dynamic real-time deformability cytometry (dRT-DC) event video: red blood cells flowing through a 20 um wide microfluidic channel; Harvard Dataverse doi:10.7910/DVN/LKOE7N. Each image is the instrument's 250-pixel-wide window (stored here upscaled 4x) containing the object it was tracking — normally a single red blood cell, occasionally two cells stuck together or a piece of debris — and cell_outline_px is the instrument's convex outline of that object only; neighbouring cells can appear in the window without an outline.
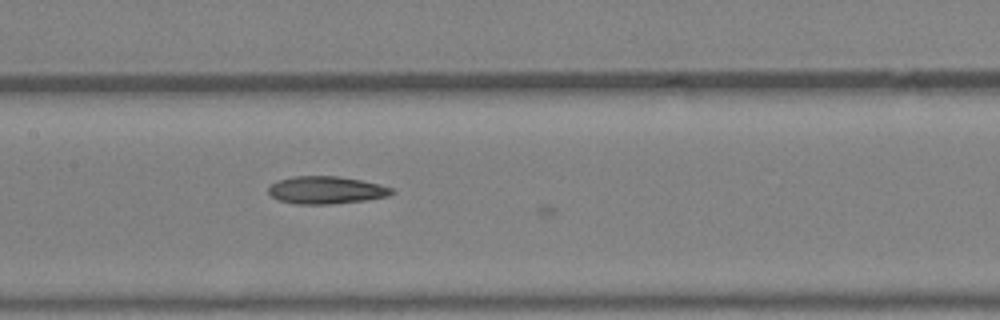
{"species": "Egyptian fruit bat (a non-hibernating species)", "species_latin": "Rousettus aegyptiacus", "temperature_condition": "warm", "stored_images_in_passage": 22, "camera_frame_rate_fps": 3000, "um_per_image_px": 0.085, "animal": {"sex": "female"}, "frame": {"image": 1, "passage_image": 21, "time_ms": 6.667, "image_size_px": [1000, 320], "cell_outline_px": [[396, 192], [388, 196], [364, 200], [328, 204], [296, 204], [280, 200], [272, 196], [268, 192], [268, 188], [272, 184], [280, 180], [292, 176], [340, 176], [380, 184], [396, 188]], "centroid_in_image_um": [27.77, 16.15], "position_along_channel_um": 179.6, "area_um2": 19.77}}